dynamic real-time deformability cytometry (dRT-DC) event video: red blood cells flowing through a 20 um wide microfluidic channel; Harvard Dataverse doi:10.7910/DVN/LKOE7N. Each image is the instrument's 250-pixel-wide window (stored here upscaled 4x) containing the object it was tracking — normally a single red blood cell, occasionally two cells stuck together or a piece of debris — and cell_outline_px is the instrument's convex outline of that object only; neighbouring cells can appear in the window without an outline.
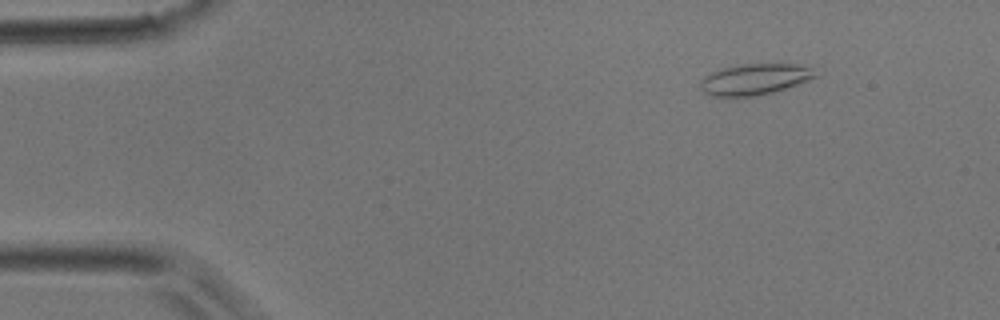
{"species": "common noctule bat (a hibernating species)", "species_latin": "Nyctalus noctula", "temperature_condition": "room temperature", "stored_images_in_passage": 3, "camera_frame_rate_fps": 3000, "um_per_image_px": 0.085, "animal": {"sex": "male", "body_mass_g": 17.9}, "frame": {"image": 1, "passage_image": 1, "time_ms": 0.0, "image_size_px": [1000, 320], "cell_outline_px": [[820, 76], [772, 92], [756, 96], [712, 96], [704, 92], [700, 88], [700, 84], [704, 76], [712, 72], [724, 68], [740, 64], [796, 64], [812, 68]], "centroid_in_image_um": [64.15, 6.73], "position_along_channel_um": 20.8, "area_um2": 20.58}}